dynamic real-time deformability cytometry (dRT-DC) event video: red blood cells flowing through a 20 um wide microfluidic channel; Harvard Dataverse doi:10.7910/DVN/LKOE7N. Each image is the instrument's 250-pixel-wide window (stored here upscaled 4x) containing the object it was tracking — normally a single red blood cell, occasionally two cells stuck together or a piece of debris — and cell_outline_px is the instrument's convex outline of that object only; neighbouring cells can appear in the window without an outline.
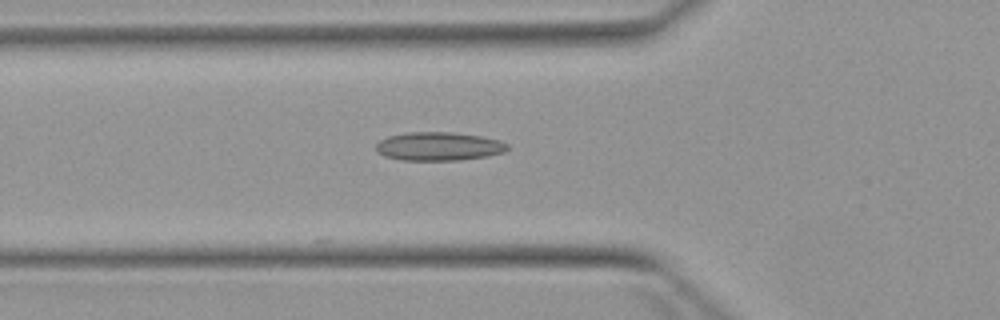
{"species": "Egyptian fruit bat (a non-hibernating species)", "species_latin": "Rousettus aegyptiacus", "temperature_condition": "warm", "stored_images_in_passage": 3, "camera_frame_rate_fps": 3000, "um_per_image_px": 0.085, "animal": {"sex": "female"}, "frame": {"image": 1, "passage_image": 3, "time_ms": 3.333, "image_size_px": [1000, 320], "cell_outline_px": [[508, 148], [504, 152], [488, 156], [460, 160], [404, 160], [384, 156], [376, 152], [376, 144], [380, 140], [388, 136], [404, 132], [452, 132], [480, 136], [500, 140], [508, 144]], "centroid_in_image_um": [37.28, 12.43], "position_along_channel_um": 88.5, "area_um2": 21.96}}